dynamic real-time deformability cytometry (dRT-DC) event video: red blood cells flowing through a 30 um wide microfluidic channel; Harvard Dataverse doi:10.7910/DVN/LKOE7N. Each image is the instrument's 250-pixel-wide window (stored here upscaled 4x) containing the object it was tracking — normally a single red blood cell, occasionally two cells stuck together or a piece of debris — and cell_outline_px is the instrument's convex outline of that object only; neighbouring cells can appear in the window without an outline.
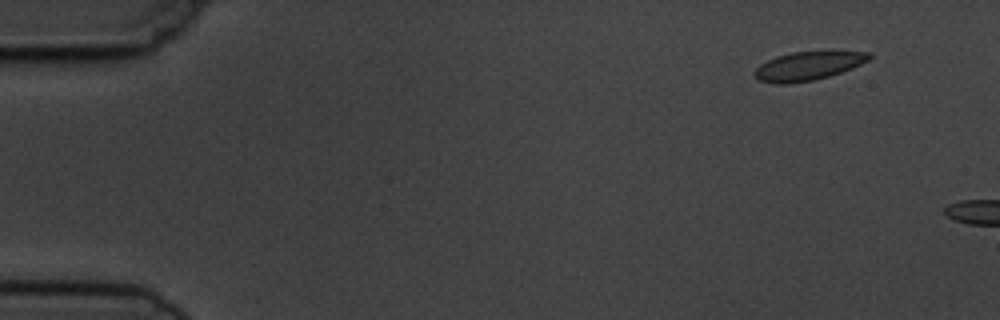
{"species": "common noctule bat (a hibernating species)", "species_latin": "Nyctalus noctula", "temperature_condition": "cold", "stored_images_in_passage": 4, "camera_frame_rate_fps": 3000, "um_per_image_px": 0.085, "animal": {"sex": "male", "body_mass_g": 19.5, "forearm_length_mm": 54.6}, "frame": {"image": 1, "passage_image": 2, "time_ms": 1.333, "image_size_px": [1000, 320], "cell_outline_px": [[872, 56], [868, 60], [852, 68], [816, 80], [780, 84], [776, 84], [760, 80], [752, 72], [760, 64], [776, 56], [792, 52], [872, 52]], "centroid_in_image_um": [68.66, 5.61], "position_along_channel_um": 16.3, "area_um2": 18.79}}